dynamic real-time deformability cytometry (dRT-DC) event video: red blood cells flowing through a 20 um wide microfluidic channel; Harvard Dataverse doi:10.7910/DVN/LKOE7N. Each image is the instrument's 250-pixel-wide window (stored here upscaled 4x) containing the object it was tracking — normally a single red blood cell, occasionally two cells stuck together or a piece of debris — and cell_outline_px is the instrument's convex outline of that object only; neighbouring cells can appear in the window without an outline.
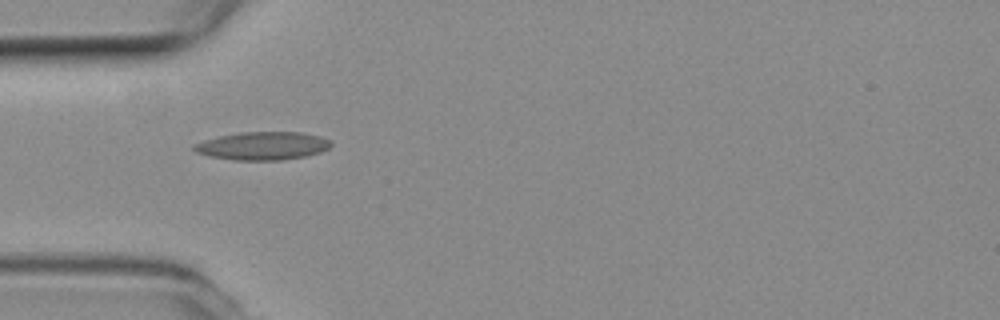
{"species": "common noctule bat (a hibernating species)", "species_latin": "Nyctalus noctula", "temperature_condition": "room temperature", "stored_images_in_passage": 2, "camera_frame_rate_fps": 3000, "um_per_image_px": 0.085, "animal": {"sex": "female", "body_mass_g": 19.3, "forearm_length_mm": 54.1}, "frame": {"image": 1, "passage_image": 1, "time_ms": 0.0, "image_size_px": [1000, 320], "cell_outline_px": [[332, 144], [328, 148], [320, 152], [304, 156], [284, 160], [236, 160], [208, 156], [196, 152], [192, 148], [192, 144], [204, 140], [220, 136], [240, 132], [300, 132], [320, 136], [332, 140]], "centroid_in_image_um": [22.32, 12.39], "position_along_channel_um": 62.7, "area_um2": 22.48}}
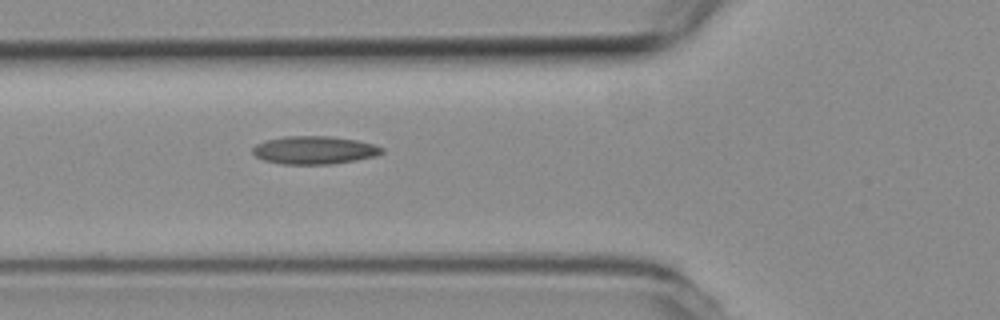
{"frame": {"image": 2, "passage_image": 2, "time_ms": 0.333, "image_size_px": [1000, 320], "cell_outline_px": [[384, 152], [376, 156], [356, 160], [332, 164], [280, 164], [264, 160], [256, 156], [252, 152], [252, 148], [256, 144], [264, 140], [284, 136], [328, 136], [356, 140], [376, 144], [384, 148]], "centroid_in_image_um": [26.72, 12.76], "position_along_channel_um": 99.1, "area_um2": 21.27}}